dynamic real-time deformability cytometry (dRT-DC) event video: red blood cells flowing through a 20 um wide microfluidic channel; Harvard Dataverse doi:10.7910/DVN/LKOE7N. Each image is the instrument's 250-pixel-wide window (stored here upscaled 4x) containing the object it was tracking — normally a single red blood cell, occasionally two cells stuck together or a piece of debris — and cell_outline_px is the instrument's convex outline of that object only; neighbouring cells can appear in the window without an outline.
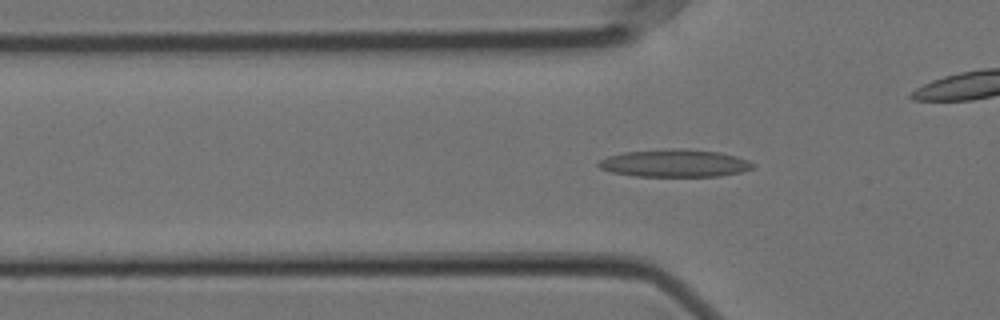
{"species": "Egyptian fruit bat (a non-hibernating species)", "species_latin": "Rousettus aegyptiacus", "temperature_condition": "cold", "stored_images_in_passage": 57, "camera_frame_rate_fps": 3000, "um_per_image_px": 0.085, "animal": {"sex": "female"}, "frame": {"image": 1, "passage_image": 17, "time_ms": 5.333, "image_size_px": [1000, 320], "cell_outline_px": [[756, 164], [752, 168], [740, 172], [720, 176], [636, 176], [612, 172], [600, 168], [596, 164], [600, 160], [608, 156], [624, 152], [672, 148], [680, 148], [720, 152], [736, 156], [748, 160]], "centroid_in_image_um": [57.36, 13.87], "position_along_channel_um": 68.4, "area_um2": 24.8}}
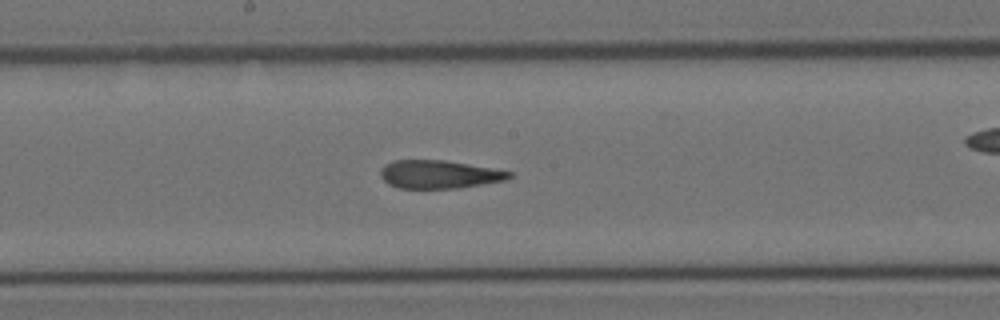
{"frame": {"image": 2, "passage_image": 29, "time_ms": 9.333, "image_size_px": [1000, 320], "cell_outline_px": [[512, 176], [508, 180], [460, 188], [400, 188], [388, 184], [380, 176], [380, 168], [384, 164], [392, 160], [444, 160], [492, 168], [512, 172]], "centroid_in_image_um": [37.31, 14.82], "position_along_channel_um": 210.9, "area_um2": 21.27}}
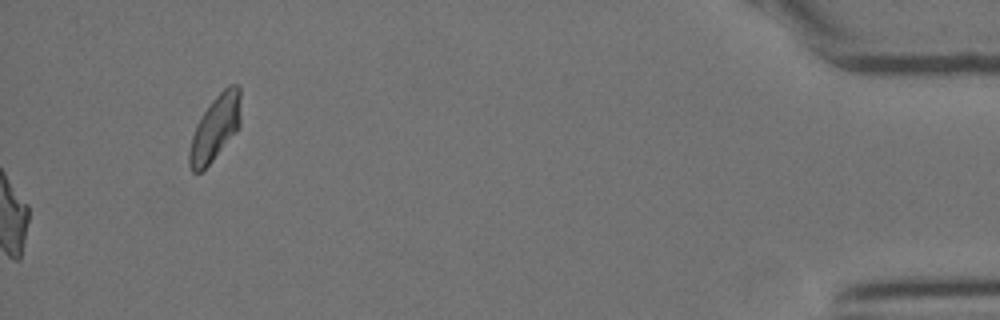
{"frame": {"image": 3, "passage_image": 57, "time_ms": 18.667, "image_size_px": [1000, 320], "cell_outline_px": [[240, 124], [236, 132], [212, 160], [200, 172], [192, 172], [188, 164], [188, 152], [192, 136], [196, 124], [212, 100], [228, 84], [240, 84]], "centroid_in_image_um": [18.29, 10.85], "position_along_channel_um": 416.9, "area_um2": 19.42}, "authors_computed_cell_mechanics": {"area_um2": 22.3108, "velocity_mm_per_s": 3.5417, "shape_relaxation_time_tau1_ms": null, "shape_relaxation_time_tau2_ms": 3.03, "deformation_change_tau1": null, "deformation_change_tau2": 0.139}}